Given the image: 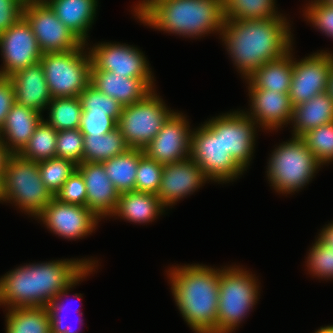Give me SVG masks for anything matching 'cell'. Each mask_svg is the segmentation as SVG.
I'll list each match as a JSON object with an SVG mask.
<instances>
[{
	"label": "cell",
	"mask_w": 333,
	"mask_h": 333,
	"mask_svg": "<svg viewBox=\"0 0 333 333\" xmlns=\"http://www.w3.org/2000/svg\"><path fill=\"white\" fill-rule=\"evenodd\" d=\"M286 18L224 20L220 35L234 64L248 79L263 64L291 49L292 35Z\"/></svg>",
	"instance_id": "obj_1"
},
{
	"label": "cell",
	"mask_w": 333,
	"mask_h": 333,
	"mask_svg": "<svg viewBox=\"0 0 333 333\" xmlns=\"http://www.w3.org/2000/svg\"><path fill=\"white\" fill-rule=\"evenodd\" d=\"M173 268L168 276L183 319L195 333H217L221 269L199 264Z\"/></svg>",
	"instance_id": "obj_2"
},
{
	"label": "cell",
	"mask_w": 333,
	"mask_h": 333,
	"mask_svg": "<svg viewBox=\"0 0 333 333\" xmlns=\"http://www.w3.org/2000/svg\"><path fill=\"white\" fill-rule=\"evenodd\" d=\"M138 19L152 28L184 37L221 33L223 0H158Z\"/></svg>",
	"instance_id": "obj_3"
},
{
	"label": "cell",
	"mask_w": 333,
	"mask_h": 333,
	"mask_svg": "<svg viewBox=\"0 0 333 333\" xmlns=\"http://www.w3.org/2000/svg\"><path fill=\"white\" fill-rule=\"evenodd\" d=\"M190 158L215 182L233 181L245 171L224 148L223 114L192 131Z\"/></svg>",
	"instance_id": "obj_4"
},
{
	"label": "cell",
	"mask_w": 333,
	"mask_h": 333,
	"mask_svg": "<svg viewBox=\"0 0 333 333\" xmlns=\"http://www.w3.org/2000/svg\"><path fill=\"white\" fill-rule=\"evenodd\" d=\"M269 159L267 176L271 186L281 193H294L303 188L321 167L301 137L293 136L280 144Z\"/></svg>",
	"instance_id": "obj_5"
},
{
	"label": "cell",
	"mask_w": 333,
	"mask_h": 333,
	"mask_svg": "<svg viewBox=\"0 0 333 333\" xmlns=\"http://www.w3.org/2000/svg\"><path fill=\"white\" fill-rule=\"evenodd\" d=\"M2 181L3 201H13L36 218L54 198L41 179L38 162L19 154L9 156Z\"/></svg>",
	"instance_id": "obj_6"
},
{
	"label": "cell",
	"mask_w": 333,
	"mask_h": 333,
	"mask_svg": "<svg viewBox=\"0 0 333 333\" xmlns=\"http://www.w3.org/2000/svg\"><path fill=\"white\" fill-rule=\"evenodd\" d=\"M254 275L241 268L227 267L219 275L217 333H231L258 300Z\"/></svg>",
	"instance_id": "obj_7"
},
{
	"label": "cell",
	"mask_w": 333,
	"mask_h": 333,
	"mask_svg": "<svg viewBox=\"0 0 333 333\" xmlns=\"http://www.w3.org/2000/svg\"><path fill=\"white\" fill-rule=\"evenodd\" d=\"M85 45L42 54L40 63L52 98L79 97L90 84L92 62L89 52H84Z\"/></svg>",
	"instance_id": "obj_8"
},
{
	"label": "cell",
	"mask_w": 333,
	"mask_h": 333,
	"mask_svg": "<svg viewBox=\"0 0 333 333\" xmlns=\"http://www.w3.org/2000/svg\"><path fill=\"white\" fill-rule=\"evenodd\" d=\"M173 113L153 90L143 100L122 108L117 127L130 148L143 149Z\"/></svg>",
	"instance_id": "obj_9"
},
{
	"label": "cell",
	"mask_w": 333,
	"mask_h": 333,
	"mask_svg": "<svg viewBox=\"0 0 333 333\" xmlns=\"http://www.w3.org/2000/svg\"><path fill=\"white\" fill-rule=\"evenodd\" d=\"M23 17L30 24L42 53L70 51L83 44L44 0L26 3Z\"/></svg>",
	"instance_id": "obj_10"
},
{
	"label": "cell",
	"mask_w": 333,
	"mask_h": 333,
	"mask_svg": "<svg viewBox=\"0 0 333 333\" xmlns=\"http://www.w3.org/2000/svg\"><path fill=\"white\" fill-rule=\"evenodd\" d=\"M128 44L101 43L93 46L89 54L91 70H104L128 78H141L152 90L153 75L142 52Z\"/></svg>",
	"instance_id": "obj_11"
},
{
	"label": "cell",
	"mask_w": 333,
	"mask_h": 333,
	"mask_svg": "<svg viewBox=\"0 0 333 333\" xmlns=\"http://www.w3.org/2000/svg\"><path fill=\"white\" fill-rule=\"evenodd\" d=\"M333 54L317 52L297 62L293 60V73L289 97L292 106L327 92Z\"/></svg>",
	"instance_id": "obj_12"
},
{
	"label": "cell",
	"mask_w": 333,
	"mask_h": 333,
	"mask_svg": "<svg viewBox=\"0 0 333 333\" xmlns=\"http://www.w3.org/2000/svg\"><path fill=\"white\" fill-rule=\"evenodd\" d=\"M0 50L4 59V66L0 70L2 77H9L20 69L40 62L43 54L24 17L0 35Z\"/></svg>",
	"instance_id": "obj_13"
},
{
	"label": "cell",
	"mask_w": 333,
	"mask_h": 333,
	"mask_svg": "<svg viewBox=\"0 0 333 333\" xmlns=\"http://www.w3.org/2000/svg\"><path fill=\"white\" fill-rule=\"evenodd\" d=\"M188 124L185 116L174 112L157 135L143 148L144 153L163 165L188 159L192 134Z\"/></svg>",
	"instance_id": "obj_14"
},
{
	"label": "cell",
	"mask_w": 333,
	"mask_h": 333,
	"mask_svg": "<svg viewBox=\"0 0 333 333\" xmlns=\"http://www.w3.org/2000/svg\"><path fill=\"white\" fill-rule=\"evenodd\" d=\"M37 217L51 232L69 240L91 234L99 220L87 206L64 203L55 197Z\"/></svg>",
	"instance_id": "obj_15"
},
{
	"label": "cell",
	"mask_w": 333,
	"mask_h": 333,
	"mask_svg": "<svg viewBox=\"0 0 333 333\" xmlns=\"http://www.w3.org/2000/svg\"><path fill=\"white\" fill-rule=\"evenodd\" d=\"M93 260H54L35 264L36 307L47 305L64 289L68 288Z\"/></svg>",
	"instance_id": "obj_16"
},
{
	"label": "cell",
	"mask_w": 333,
	"mask_h": 333,
	"mask_svg": "<svg viewBox=\"0 0 333 333\" xmlns=\"http://www.w3.org/2000/svg\"><path fill=\"white\" fill-rule=\"evenodd\" d=\"M209 180L202 169L190 157L188 159L165 164L161 176L160 188L157 196L165 208L195 192Z\"/></svg>",
	"instance_id": "obj_17"
},
{
	"label": "cell",
	"mask_w": 333,
	"mask_h": 333,
	"mask_svg": "<svg viewBox=\"0 0 333 333\" xmlns=\"http://www.w3.org/2000/svg\"><path fill=\"white\" fill-rule=\"evenodd\" d=\"M77 170L83 176L86 186V206L98 217L115 212L119 192L108 178L103 163L82 162Z\"/></svg>",
	"instance_id": "obj_18"
},
{
	"label": "cell",
	"mask_w": 333,
	"mask_h": 333,
	"mask_svg": "<svg viewBox=\"0 0 333 333\" xmlns=\"http://www.w3.org/2000/svg\"><path fill=\"white\" fill-rule=\"evenodd\" d=\"M250 111L246 113L257 125L274 130L291 121L293 106L289 93L265 89H249ZM259 121V122H258Z\"/></svg>",
	"instance_id": "obj_19"
},
{
	"label": "cell",
	"mask_w": 333,
	"mask_h": 333,
	"mask_svg": "<svg viewBox=\"0 0 333 333\" xmlns=\"http://www.w3.org/2000/svg\"><path fill=\"white\" fill-rule=\"evenodd\" d=\"M255 121L243 111L223 115V144L232 158L244 169L251 161L255 141Z\"/></svg>",
	"instance_id": "obj_20"
},
{
	"label": "cell",
	"mask_w": 333,
	"mask_h": 333,
	"mask_svg": "<svg viewBox=\"0 0 333 333\" xmlns=\"http://www.w3.org/2000/svg\"><path fill=\"white\" fill-rule=\"evenodd\" d=\"M15 102L41 113L52 100L40 62L13 73Z\"/></svg>",
	"instance_id": "obj_21"
},
{
	"label": "cell",
	"mask_w": 333,
	"mask_h": 333,
	"mask_svg": "<svg viewBox=\"0 0 333 333\" xmlns=\"http://www.w3.org/2000/svg\"><path fill=\"white\" fill-rule=\"evenodd\" d=\"M2 277L0 305H7L8 309L36 307L35 263L18 267Z\"/></svg>",
	"instance_id": "obj_22"
},
{
	"label": "cell",
	"mask_w": 333,
	"mask_h": 333,
	"mask_svg": "<svg viewBox=\"0 0 333 333\" xmlns=\"http://www.w3.org/2000/svg\"><path fill=\"white\" fill-rule=\"evenodd\" d=\"M41 115L16 102L12 105L0 129V138L11 154H19L28 144L36 127L44 119Z\"/></svg>",
	"instance_id": "obj_23"
},
{
	"label": "cell",
	"mask_w": 333,
	"mask_h": 333,
	"mask_svg": "<svg viewBox=\"0 0 333 333\" xmlns=\"http://www.w3.org/2000/svg\"><path fill=\"white\" fill-rule=\"evenodd\" d=\"M90 84L123 107L143 100L153 91L141 78H128L104 70H91Z\"/></svg>",
	"instance_id": "obj_24"
},
{
	"label": "cell",
	"mask_w": 333,
	"mask_h": 333,
	"mask_svg": "<svg viewBox=\"0 0 333 333\" xmlns=\"http://www.w3.org/2000/svg\"><path fill=\"white\" fill-rule=\"evenodd\" d=\"M58 19L83 43L96 17L97 0H44Z\"/></svg>",
	"instance_id": "obj_25"
},
{
	"label": "cell",
	"mask_w": 333,
	"mask_h": 333,
	"mask_svg": "<svg viewBox=\"0 0 333 333\" xmlns=\"http://www.w3.org/2000/svg\"><path fill=\"white\" fill-rule=\"evenodd\" d=\"M291 122L293 136L301 137L307 131L333 122V101L327 92L293 107Z\"/></svg>",
	"instance_id": "obj_26"
},
{
	"label": "cell",
	"mask_w": 333,
	"mask_h": 333,
	"mask_svg": "<svg viewBox=\"0 0 333 333\" xmlns=\"http://www.w3.org/2000/svg\"><path fill=\"white\" fill-rule=\"evenodd\" d=\"M292 48L278 59L260 66L248 79V89L289 93L293 73Z\"/></svg>",
	"instance_id": "obj_27"
},
{
	"label": "cell",
	"mask_w": 333,
	"mask_h": 333,
	"mask_svg": "<svg viewBox=\"0 0 333 333\" xmlns=\"http://www.w3.org/2000/svg\"><path fill=\"white\" fill-rule=\"evenodd\" d=\"M163 211L164 207L156 194L134 190L119 194L118 204L112 215L129 222L147 223L152 222Z\"/></svg>",
	"instance_id": "obj_28"
},
{
	"label": "cell",
	"mask_w": 333,
	"mask_h": 333,
	"mask_svg": "<svg viewBox=\"0 0 333 333\" xmlns=\"http://www.w3.org/2000/svg\"><path fill=\"white\" fill-rule=\"evenodd\" d=\"M143 154V149L130 148L128 151L102 162L108 178L119 193L135 190L137 168Z\"/></svg>",
	"instance_id": "obj_29"
},
{
	"label": "cell",
	"mask_w": 333,
	"mask_h": 333,
	"mask_svg": "<svg viewBox=\"0 0 333 333\" xmlns=\"http://www.w3.org/2000/svg\"><path fill=\"white\" fill-rule=\"evenodd\" d=\"M129 149L118 127L103 135H84L82 162L102 163Z\"/></svg>",
	"instance_id": "obj_30"
},
{
	"label": "cell",
	"mask_w": 333,
	"mask_h": 333,
	"mask_svg": "<svg viewBox=\"0 0 333 333\" xmlns=\"http://www.w3.org/2000/svg\"><path fill=\"white\" fill-rule=\"evenodd\" d=\"M6 333H50L47 307H16L6 315Z\"/></svg>",
	"instance_id": "obj_31"
},
{
	"label": "cell",
	"mask_w": 333,
	"mask_h": 333,
	"mask_svg": "<svg viewBox=\"0 0 333 333\" xmlns=\"http://www.w3.org/2000/svg\"><path fill=\"white\" fill-rule=\"evenodd\" d=\"M274 4L275 0H223L224 20L276 18L281 15Z\"/></svg>",
	"instance_id": "obj_32"
},
{
	"label": "cell",
	"mask_w": 333,
	"mask_h": 333,
	"mask_svg": "<svg viewBox=\"0 0 333 333\" xmlns=\"http://www.w3.org/2000/svg\"><path fill=\"white\" fill-rule=\"evenodd\" d=\"M48 106L49 119L44 121L56 131L80 127L83 110L79 97L52 98Z\"/></svg>",
	"instance_id": "obj_33"
},
{
	"label": "cell",
	"mask_w": 333,
	"mask_h": 333,
	"mask_svg": "<svg viewBox=\"0 0 333 333\" xmlns=\"http://www.w3.org/2000/svg\"><path fill=\"white\" fill-rule=\"evenodd\" d=\"M57 133L58 131L43 119L19 155L24 159L34 162L56 157Z\"/></svg>",
	"instance_id": "obj_34"
},
{
	"label": "cell",
	"mask_w": 333,
	"mask_h": 333,
	"mask_svg": "<svg viewBox=\"0 0 333 333\" xmlns=\"http://www.w3.org/2000/svg\"><path fill=\"white\" fill-rule=\"evenodd\" d=\"M39 173L43 183L55 197L67 179L77 169L71 160L54 157L38 162Z\"/></svg>",
	"instance_id": "obj_35"
},
{
	"label": "cell",
	"mask_w": 333,
	"mask_h": 333,
	"mask_svg": "<svg viewBox=\"0 0 333 333\" xmlns=\"http://www.w3.org/2000/svg\"><path fill=\"white\" fill-rule=\"evenodd\" d=\"M79 98L82 113L108 114L118 122L123 106L112 97L98 91L91 84L81 92Z\"/></svg>",
	"instance_id": "obj_36"
},
{
	"label": "cell",
	"mask_w": 333,
	"mask_h": 333,
	"mask_svg": "<svg viewBox=\"0 0 333 333\" xmlns=\"http://www.w3.org/2000/svg\"><path fill=\"white\" fill-rule=\"evenodd\" d=\"M301 138L321 165L333 161V122L311 129Z\"/></svg>",
	"instance_id": "obj_37"
},
{
	"label": "cell",
	"mask_w": 333,
	"mask_h": 333,
	"mask_svg": "<svg viewBox=\"0 0 333 333\" xmlns=\"http://www.w3.org/2000/svg\"><path fill=\"white\" fill-rule=\"evenodd\" d=\"M163 167V164L158 163L144 153L140 157L137 168L135 190L157 194L161 184Z\"/></svg>",
	"instance_id": "obj_38"
},
{
	"label": "cell",
	"mask_w": 333,
	"mask_h": 333,
	"mask_svg": "<svg viewBox=\"0 0 333 333\" xmlns=\"http://www.w3.org/2000/svg\"><path fill=\"white\" fill-rule=\"evenodd\" d=\"M84 135L78 129L60 130L56 139V157L82 163Z\"/></svg>",
	"instance_id": "obj_39"
},
{
	"label": "cell",
	"mask_w": 333,
	"mask_h": 333,
	"mask_svg": "<svg viewBox=\"0 0 333 333\" xmlns=\"http://www.w3.org/2000/svg\"><path fill=\"white\" fill-rule=\"evenodd\" d=\"M308 270L319 278H333V249L316 239L307 257Z\"/></svg>",
	"instance_id": "obj_40"
},
{
	"label": "cell",
	"mask_w": 333,
	"mask_h": 333,
	"mask_svg": "<svg viewBox=\"0 0 333 333\" xmlns=\"http://www.w3.org/2000/svg\"><path fill=\"white\" fill-rule=\"evenodd\" d=\"M95 265H90L68 288L62 290L48 305V311L51 319V331L54 333H79L80 331L73 329L71 326L64 324L63 315L61 312L63 310L65 311V307L61 298L66 295L67 291H69L72 286H75L76 283L80 282L82 278L84 279L86 275L89 274V272H92ZM63 304V305H62ZM76 312H79V310H75ZM68 312V311H67ZM65 316V315H64ZM66 317V316H65Z\"/></svg>",
	"instance_id": "obj_41"
},
{
	"label": "cell",
	"mask_w": 333,
	"mask_h": 333,
	"mask_svg": "<svg viewBox=\"0 0 333 333\" xmlns=\"http://www.w3.org/2000/svg\"><path fill=\"white\" fill-rule=\"evenodd\" d=\"M305 17L327 36L333 38V7L323 0H314L307 6Z\"/></svg>",
	"instance_id": "obj_42"
},
{
	"label": "cell",
	"mask_w": 333,
	"mask_h": 333,
	"mask_svg": "<svg viewBox=\"0 0 333 333\" xmlns=\"http://www.w3.org/2000/svg\"><path fill=\"white\" fill-rule=\"evenodd\" d=\"M61 202L86 206V186L81 173L76 169L55 196Z\"/></svg>",
	"instance_id": "obj_43"
},
{
	"label": "cell",
	"mask_w": 333,
	"mask_h": 333,
	"mask_svg": "<svg viewBox=\"0 0 333 333\" xmlns=\"http://www.w3.org/2000/svg\"><path fill=\"white\" fill-rule=\"evenodd\" d=\"M117 123L108 114L82 113L79 130L83 135H103L116 129Z\"/></svg>",
	"instance_id": "obj_44"
},
{
	"label": "cell",
	"mask_w": 333,
	"mask_h": 333,
	"mask_svg": "<svg viewBox=\"0 0 333 333\" xmlns=\"http://www.w3.org/2000/svg\"><path fill=\"white\" fill-rule=\"evenodd\" d=\"M24 5L21 0H0V35L23 17Z\"/></svg>",
	"instance_id": "obj_45"
},
{
	"label": "cell",
	"mask_w": 333,
	"mask_h": 333,
	"mask_svg": "<svg viewBox=\"0 0 333 333\" xmlns=\"http://www.w3.org/2000/svg\"><path fill=\"white\" fill-rule=\"evenodd\" d=\"M15 103V90L9 77L0 76V129L12 105Z\"/></svg>",
	"instance_id": "obj_46"
},
{
	"label": "cell",
	"mask_w": 333,
	"mask_h": 333,
	"mask_svg": "<svg viewBox=\"0 0 333 333\" xmlns=\"http://www.w3.org/2000/svg\"><path fill=\"white\" fill-rule=\"evenodd\" d=\"M325 245L333 249V223L322 229L318 237Z\"/></svg>",
	"instance_id": "obj_47"
},
{
	"label": "cell",
	"mask_w": 333,
	"mask_h": 333,
	"mask_svg": "<svg viewBox=\"0 0 333 333\" xmlns=\"http://www.w3.org/2000/svg\"><path fill=\"white\" fill-rule=\"evenodd\" d=\"M11 153L0 138V173H4L7 160Z\"/></svg>",
	"instance_id": "obj_48"
},
{
	"label": "cell",
	"mask_w": 333,
	"mask_h": 333,
	"mask_svg": "<svg viewBox=\"0 0 333 333\" xmlns=\"http://www.w3.org/2000/svg\"><path fill=\"white\" fill-rule=\"evenodd\" d=\"M158 0H143L141 3L139 2L138 5H136L134 12L137 18L152 4L157 2Z\"/></svg>",
	"instance_id": "obj_49"
},
{
	"label": "cell",
	"mask_w": 333,
	"mask_h": 333,
	"mask_svg": "<svg viewBox=\"0 0 333 333\" xmlns=\"http://www.w3.org/2000/svg\"><path fill=\"white\" fill-rule=\"evenodd\" d=\"M327 94L333 101V59H332V67L329 74V81L327 85Z\"/></svg>",
	"instance_id": "obj_50"
},
{
	"label": "cell",
	"mask_w": 333,
	"mask_h": 333,
	"mask_svg": "<svg viewBox=\"0 0 333 333\" xmlns=\"http://www.w3.org/2000/svg\"><path fill=\"white\" fill-rule=\"evenodd\" d=\"M315 333H333V325L321 327L320 329L315 331Z\"/></svg>",
	"instance_id": "obj_51"
},
{
	"label": "cell",
	"mask_w": 333,
	"mask_h": 333,
	"mask_svg": "<svg viewBox=\"0 0 333 333\" xmlns=\"http://www.w3.org/2000/svg\"><path fill=\"white\" fill-rule=\"evenodd\" d=\"M4 173H0V201H3V181H2V177H3Z\"/></svg>",
	"instance_id": "obj_52"
},
{
	"label": "cell",
	"mask_w": 333,
	"mask_h": 333,
	"mask_svg": "<svg viewBox=\"0 0 333 333\" xmlns=\"http://www.w3.org/2000/svg\"><path fill=\"white\" fill-rule=\"evenodd\" d=\"M326 4L333 7V0H323Z\"/></svg>",
	"instance_id": "obj_53"
},
{
	"label": "cell",
	"mask_w": 333,
	"mask_h": 333,
	"mask_svg": "<svg viewBox=\"0 0 333 333\" xmlns=\"http://www.w3.org/2000/svg\"><path fill=\"white\" fill-rule=\"evenodd\" d=\"M23 3H30V2H34V1H39V0H21Z\"/></svg>",
	"instance_id": "obj_54"
}]
</instances>
